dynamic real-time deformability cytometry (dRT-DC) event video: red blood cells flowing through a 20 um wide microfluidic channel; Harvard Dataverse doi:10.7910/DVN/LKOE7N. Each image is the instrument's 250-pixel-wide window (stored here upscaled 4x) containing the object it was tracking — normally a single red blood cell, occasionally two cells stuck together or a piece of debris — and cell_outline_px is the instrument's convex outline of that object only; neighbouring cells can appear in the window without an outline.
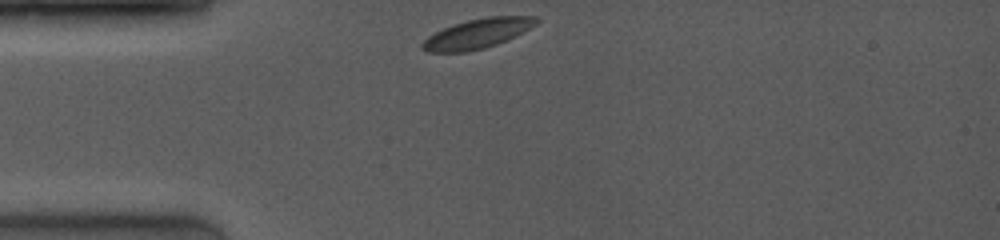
{"species": "common noctule bat (a hibernating species)", "species_latin": "Nyctalus noctula", "temperature_condition": "room temperature", "stored_images_in_passage": 39, "camera_frame_rate_fps": 4000, "um_per_image_px": 0.085, "animal": {"sex": "female", "body_mass_g": 19.0, "forearm_length_mm": 53.3}, "frame": {"image": 1, "passage_image": 1, "time_ms": 0.0, "image_size_px": [1000, 240], "cell_outline_px": [[540, 20], [536, 24], [496, 44], [484, 48], [468, 52], [428, 52], [420, 48], [420, 44], [428, 36], [452, 24], [468, 20], [488, 16], [536, 16]], "centroid_in_image_um": [40.52, 2.85], "position_along_channel_um": 44.5, "area_um2": 19.42}}
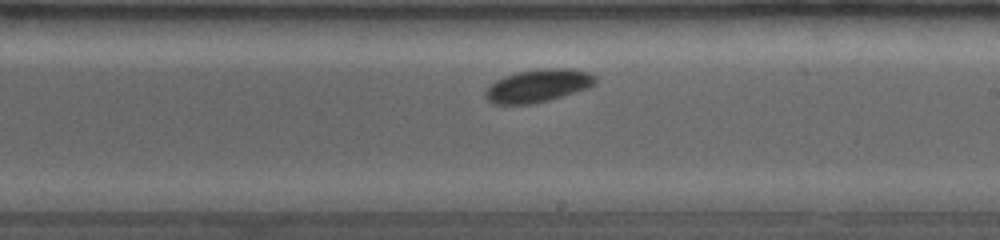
{"frame": {"image": 2, "passage_image": 24, "time_ms": 5.5, "image_size_px": [1000, 240], "cell_outline_px": [[596, 80], [588, 88], [548, 100], [528, 104], [492, 104], [484, 96], [484, 92], [496, 80], [504, 76], [516, 72], [540, 68], [568, 68], [588, 72], [596, 76]], "centroid_in_image_um": [45.71, 7.27], "position_along_channel_um": 243.3, "area_um2": 20.92}}
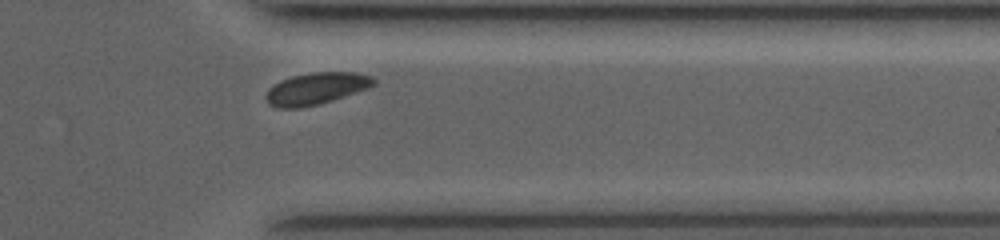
{"frame": {"image": 3, "passage_image": 36, "time_ms": 9.0, "image_size_px": [1000, 240], "cell_outline_px": [[376, 84], [368, 88], [320, 104], [300, 108], [276, 108], [268, 104], [264, 96], [268, 88], [272, 84], [280, 80], [292, 76], [312, 72], [356, 72], [372, 76], [376, 80]], "centroid_in_image_um": [26.84, 7.53], "position_along_channel_um": 384.6, "area_um2": 20.29}, "authors_computed_cell_mechanics": {"area_um2": 20.2878, "velocity_mm_per_s": 3.9818, "shape_relaxation_time_tau1_ms": 0.8461, "shape_relaxation_time_tau2_ms": null, "deformation_change_tau1": 0.0521, "deformation_change_tau2": null}}